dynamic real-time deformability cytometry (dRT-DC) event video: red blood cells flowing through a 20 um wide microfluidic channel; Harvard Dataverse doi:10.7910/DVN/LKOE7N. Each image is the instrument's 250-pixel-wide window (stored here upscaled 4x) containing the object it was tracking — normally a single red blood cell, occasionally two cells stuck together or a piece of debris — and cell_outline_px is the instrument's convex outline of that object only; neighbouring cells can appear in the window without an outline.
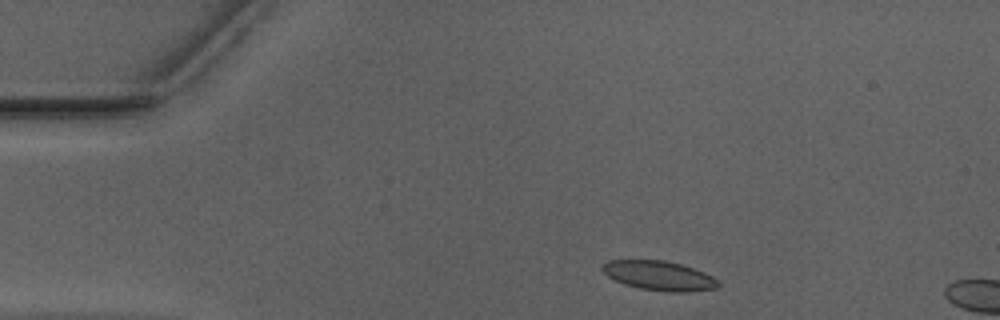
{"species": "Egyptian fruit bat (a non-hibernating species)", "species_latin": "Rousettus aegyptiacus", "temperature_condition": "warm", "stored_images_in_passage": 6, "camera_frame_rate_fps": 3000, "um_per_image_px": 0.085, "animal": {"sex": "male"}, "frame": {"image": 1, "passage_image": 3, "time_ms": 0.667, "image_size_px": [1000, 320], "cell_outline_px": [[720, 284], [716, 288], [688, 292], [664, 292], [640, 288], [624, 284], [608, 276], [600, 268], [600, 264], [608, 260], [664, 260], [680, 264], [704, 272], [720, 280]], "centroid_in_image_um": [56.02, 23.43], "position_along_channel_um": 29.0, "area_um2": 20.0}}